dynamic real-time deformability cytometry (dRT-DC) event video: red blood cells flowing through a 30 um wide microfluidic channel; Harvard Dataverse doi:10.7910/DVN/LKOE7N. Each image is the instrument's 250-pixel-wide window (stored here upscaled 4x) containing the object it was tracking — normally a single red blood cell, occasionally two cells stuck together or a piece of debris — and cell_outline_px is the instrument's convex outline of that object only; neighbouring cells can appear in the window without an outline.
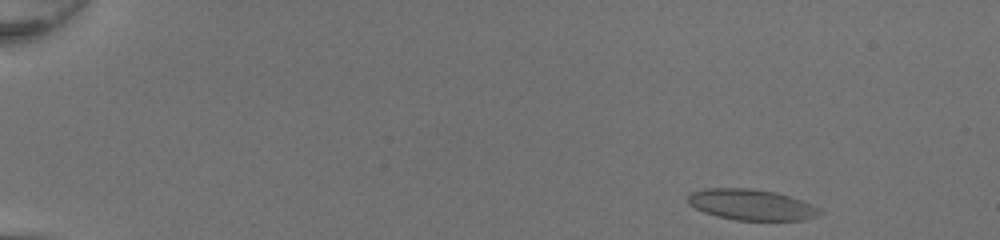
{"species": "common noctule bat (a hibernating species)", "species_latin": "Nyctalus noctula", "temperature_condition": "room temperature", "stored_images_in_passage": 46, "camera_frame_rate_fps": 3000, "um_per_image_px": 0.085, "animal": {"sex": "female", "body_mass_g": 20.0, "forearm_length_mm": 54.0}, "frame": {"image": 1, "passage_image": 1, "time_ms": 0.0, "image_size_px": [1000, 240], "cell_outline_px": [[824, 212], [820, 216], [804, 220], [736, 220], [716, 216], [704, 212], [688, 204], [688, 196], [692, 192], [704, 188], [752, 188], [776, 192], [812, 204], [820, 208]], "centroid_in_image_um": [63.9, 17.4], "position_along_channel_um": 21.1, "area_um2": 23.87}}
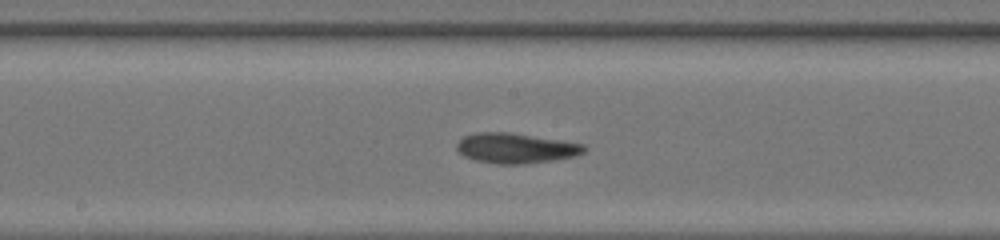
{"frame": {"image": 2, "passage_image": 24, "time_ms": 7.667, "image_size_px": [1000, 240], "cell_outline_px": [[588, 148], [584, 152], [576, 156], [556, 160], [524, 164], [500, 164], [476, 160], [464, 156], [456, 148], [456, 144], [464, 136], [476, 132], [508, 132], [560, 140], [584, 144]], "centroid_in_image_um": [43.87, 12.6], "position_along_channel_um": 204.3, "area_um2": 22.37}}
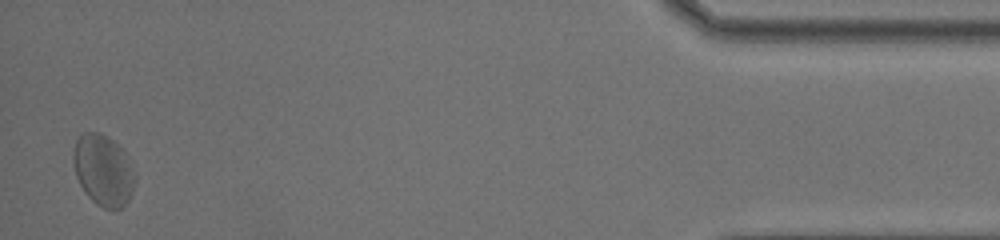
{"frame": {"image": 3, "passage_image": 45, "time_ms": 14.667, "image_size_px": [1000, 240], "cell_outline_px": [[136, 180], [132, 192], [128, 200], [116, 212], [104, 208], [96, 204], [84, 192], [76, 176], [72, 156], [76, 140], [84, 132], [100, 132], [108, 136], [124, 152]], "centroid_in_image_um": [8.76, 14.49], "position_along_channel_um": 426.4, "area_um2": 25.43}, "authors_computed_cell_mechanics": {"area_um2": 22.9466, "velocity_mm_per_s": 4.1939, "shape_relaxation_time_tau1_ms": 7.7076, "shape_relaxation_time_tau2_ms": 2.5092, "deformation_change_tau1": 0.1573, "deformation_change_tau2": 0.079}}